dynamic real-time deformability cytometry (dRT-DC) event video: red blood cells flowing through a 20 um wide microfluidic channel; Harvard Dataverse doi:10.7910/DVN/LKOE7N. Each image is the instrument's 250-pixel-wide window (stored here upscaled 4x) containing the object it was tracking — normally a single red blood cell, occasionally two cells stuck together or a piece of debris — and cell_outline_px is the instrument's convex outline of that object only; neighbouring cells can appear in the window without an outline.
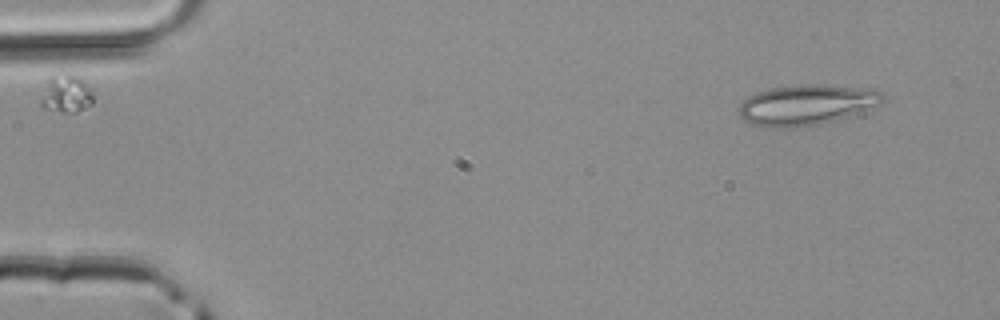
{"species": "common noctule bat (a hibernating species)", "species_latin": "Nyctalus noctula", "temperature_condition": "room temperature", "stored_images_in_passage": 4, "camera_frame_rate_fps": 3000, "um_per_image_px": 0.085, "animal": {"sex": "male", "body_mass_g": 20.4}, "frame": {"image": 1, "passage_image": 1, "time_ms": 0.0, "image_size_px": [1000, 320], "cell_outline_px": [[884, 100], [880, 104], [848, 116], [820, 124], [796, 128], [768, 128], [752, 124], [744, 120], [740, 116], [740, 104], [748, 96], [756, 92], [772, 88], [800, 84], [816, 84], [872, 88], [884, 92]], "centroid_in_image_um": [68.56, 8.91], "position_along_channel_um": 16.4, "area_um2": 34.1}}